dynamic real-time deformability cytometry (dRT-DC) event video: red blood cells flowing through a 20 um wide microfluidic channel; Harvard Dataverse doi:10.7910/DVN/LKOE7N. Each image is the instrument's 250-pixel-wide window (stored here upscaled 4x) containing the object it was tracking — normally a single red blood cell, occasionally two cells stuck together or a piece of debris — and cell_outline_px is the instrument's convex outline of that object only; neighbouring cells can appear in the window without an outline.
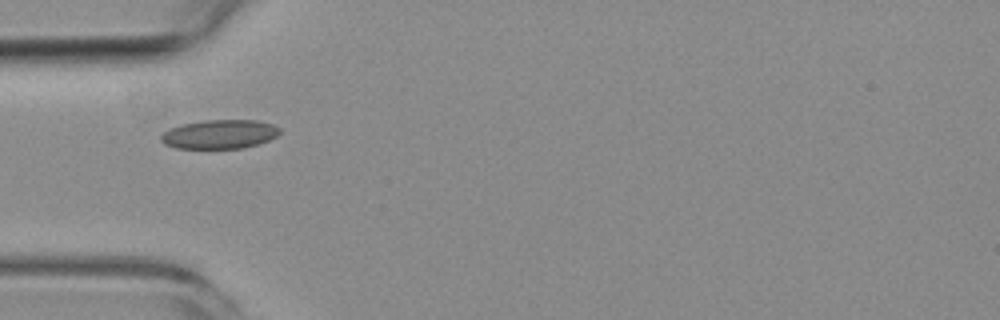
{"species": "common noctule bat (a hibernating species)", "species_latin": "Nyctalus noctula", "temperature_condition": "room temperature", "stored_images_in_passage": 5, "camera_frame_rate_fps": 3000, "um_per_image_px": 0.085, "animal": {"sex": "female", "body_mass_g": 19.3, "forearm_length_mm": 54.1}, "frame": {"image": 1, "passage_image": 5, "time_ms": 5.333, "image_size_px": [1000, 320], "cell_outline_px": [[280, 132], [276, 136], [268, 140], [256, 144], [240, 148], [176, 148], [164, 144], [160, 140], [160, 136], [168, 128], [180, 124], [204, 120], [256, 120], [272, 124], [280, 128]], "centroid_in_image_um": [18.62, 11.4], "position_along_channel_um": 66.4, "area_um2": 20.06}}